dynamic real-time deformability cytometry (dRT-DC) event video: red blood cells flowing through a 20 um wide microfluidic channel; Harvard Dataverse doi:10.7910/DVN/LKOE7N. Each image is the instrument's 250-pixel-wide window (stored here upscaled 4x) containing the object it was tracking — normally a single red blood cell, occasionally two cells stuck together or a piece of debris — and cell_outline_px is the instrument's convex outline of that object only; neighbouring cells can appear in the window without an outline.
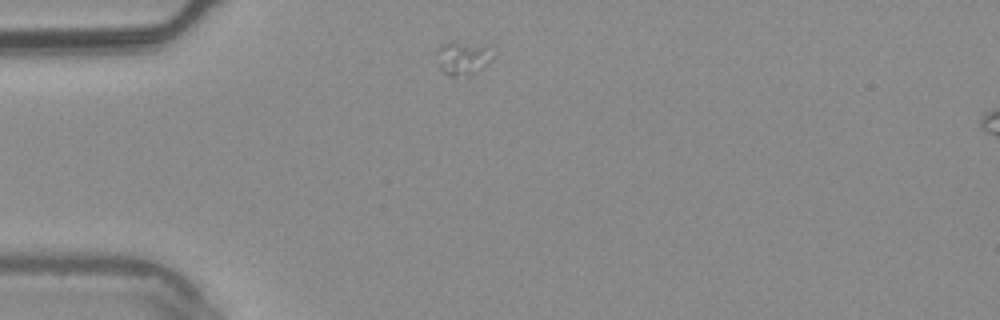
{"species": "common noctule bat (a hibernating species)", "species_latin": "Nyctalus noctula", "temperature_condition": "warm", "stored_images_in_passage": 4, "camera_frame_rate_fps": 3000, "um_per_image_px": 0.085, "animal": {"sex": "male", "body_mass_g": 20.4}, "frame": {"image": 1, "passage_image": 1, "time_ms": 0.0, "image_size_px": [1000, 320], "cell_outline_px": [[492, 60], [476, 72], [456, 76], [448, 76], [440, 68], [436, 52], [436, 48], [440, 44], [488, 44], [492, 56]], "centroid_in_image_um": [39.34, 4.94], "position_along_channel_um": 45.7, "area_um2": 10.58}}